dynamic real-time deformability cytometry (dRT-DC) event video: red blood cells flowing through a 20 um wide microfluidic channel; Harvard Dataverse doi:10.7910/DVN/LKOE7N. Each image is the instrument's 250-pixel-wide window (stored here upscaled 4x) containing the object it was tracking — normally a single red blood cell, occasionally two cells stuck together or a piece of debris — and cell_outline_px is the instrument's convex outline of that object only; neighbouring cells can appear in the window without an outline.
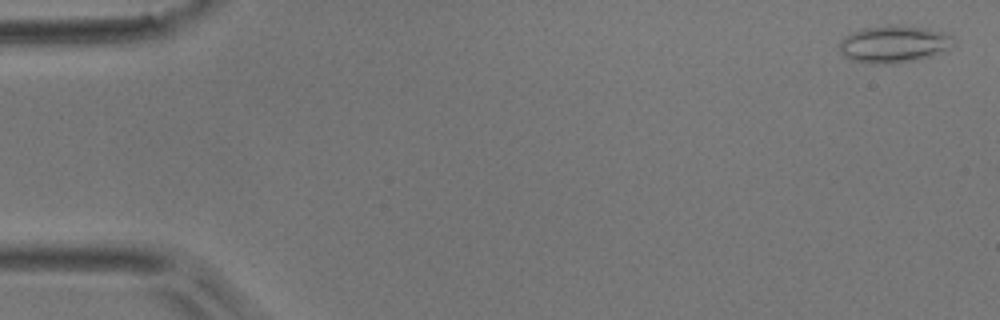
{"species": "common noctule bat (a hibernating species)", "species_latin": "Nyctalus noctula", "temperature_condition": "room temperature", "stored_images_in_passage": 52, "camera_frame_rate_fps": 3000, "um_per_image_px": 0.085, "animal": {"sex": "male", "body_mass_g": 17.9}, "frame": {"image": 1, "passage_image": 2, "time_ms": 0.333, "image_size_px": [1000, 320], "cell_outline_px": [[956, 44], [952, 48], [932, 56], [916, 60], [892, 64], [868, 64], [848, 60], [840, 52], [840, 40], [844, 36], [852, 32], [864, 28], [888, 24], [892, 24], [928, 28], [944, 32], [952, 36], [956, 40]], "centroid_in_image_um": [76.0, 3.75], "position_along_channel_um": 9.0, "area_um2": 25.43}}
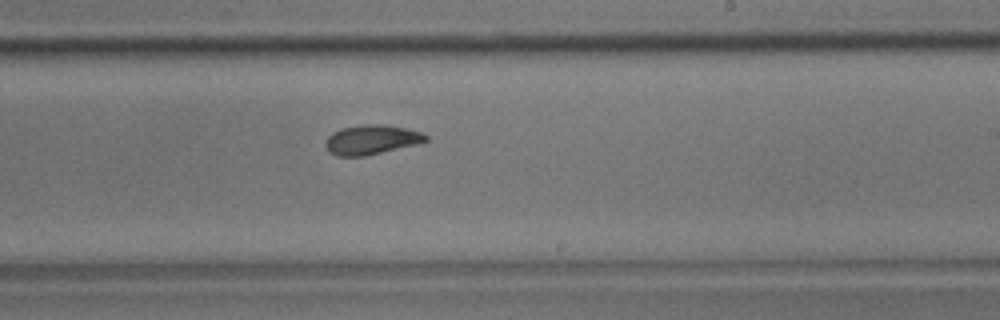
{"frame": {"image": 2, "passage_image": 31, "time_ms": 10.0, "image_size_px": [1000, 320], "cell_outline_px": [[428, 140], [416, 144], [364, 156], [336, 156], [328, 152], [324, 148], [324, 144], [328, 136], [332, 132], [340, 128], [368, 124], [384, 124], [408, 128], [420, 132], [428, 136]], "centroid_in_image_um": [31.53, 11.87], "position_along_channel_um": 257.5, "area_um2": 17.34}}
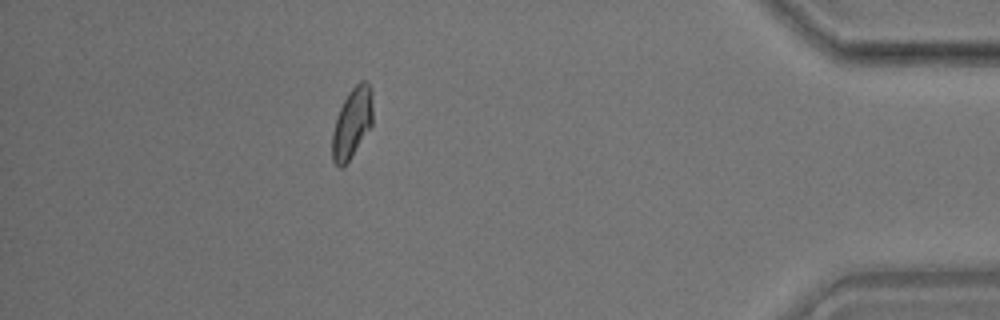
{"frame": {"image": 3, "passage_image": 46, "time_ms": 15.0, "image_size_px": [1000, 320], "cell_outline_px": [[372, 124], [348, 160], [340, 168], [332, 160], [332, 132], [336, 116], [348, 92], [360, 80], [364, 80], [368, 84], [372, 92]], "centroid_in_image_um": [29.91, 10.41], "position_along_channel_um": 405.3, "area_um2": 16.3}, "authors_computed_cell_mechanics": {"area_um2": 17.1955, "velocity_mm_per_s": 3.9169, "shape_relaxation_time_tau1_ms": 10.5397, "shape_relaxation_time_tau2_ms": 2.0635, "deformation_change_tau1": 0.1894, "deformation_change_tau2": 0.0782}}